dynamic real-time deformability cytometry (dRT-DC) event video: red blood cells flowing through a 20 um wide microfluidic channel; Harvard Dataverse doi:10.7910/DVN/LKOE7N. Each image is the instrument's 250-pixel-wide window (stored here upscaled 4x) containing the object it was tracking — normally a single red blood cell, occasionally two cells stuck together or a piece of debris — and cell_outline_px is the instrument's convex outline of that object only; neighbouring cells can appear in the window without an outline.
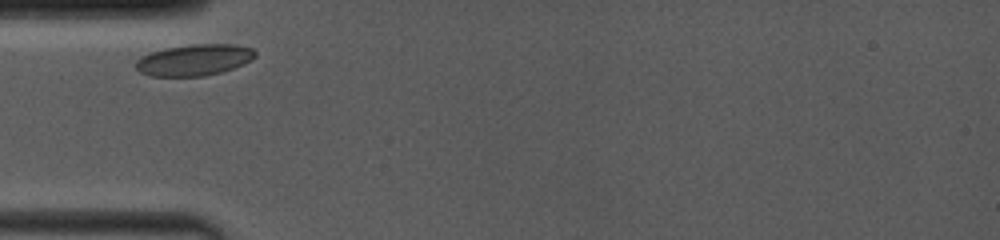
{"species": "common noctule bat (a hibernating species)", "species_latin": "Nyctalus noctula", "temperature_condition": "room temperature", "stored_images_in_passage": 4, "camera_frame_rate_fps": 4000, "um_per_image_px": 0.085, "animal": {"sex": "female", "body_mass_g": 19.0, "forearm_length_mm": 53.3}, "frame": {"image": 1, "passage_image": 1, "time_ms": 0.0, "image_size_px": [1000, 240], "cell_outline_px": [[256, 56], [232, 68], [220, 72], [204, 76], [152, 76], [140, 72], [136, 68], [136, 60], [140, 56], [164, 48], [188, 44], [236, 44], [252, 48], [256, 52]], "centroid_in_image_um": [16.47, 5.08], "position_along_channel_um": 68.5, "area_um2": 21.68}}
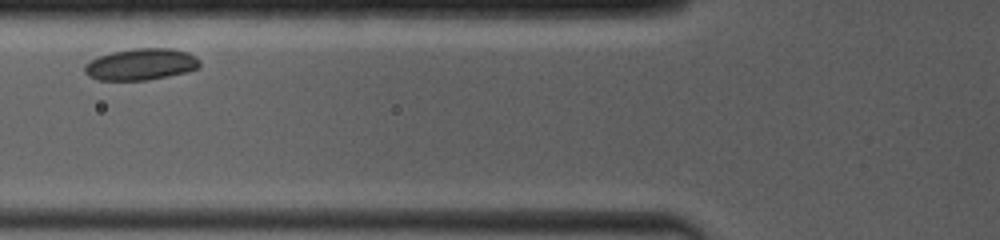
{"frame": {"image": 2, "passage_image": 3, "time_ms": 1.25, "image_size_px": [1000, 240], "cell_outline_px": [[200, 68], [188, 72], [148, 80], [100, 80], [88, 76], [84, 72], [84, 64], [100, 56], [112, 52], [132, 48], [172, 48], [188, 52], [196, 56], [200, 60]], "centroid_in_image_um": [12.02, 5.46], "position_along_channel_um": 113.8, "area_um2": 21.39}}